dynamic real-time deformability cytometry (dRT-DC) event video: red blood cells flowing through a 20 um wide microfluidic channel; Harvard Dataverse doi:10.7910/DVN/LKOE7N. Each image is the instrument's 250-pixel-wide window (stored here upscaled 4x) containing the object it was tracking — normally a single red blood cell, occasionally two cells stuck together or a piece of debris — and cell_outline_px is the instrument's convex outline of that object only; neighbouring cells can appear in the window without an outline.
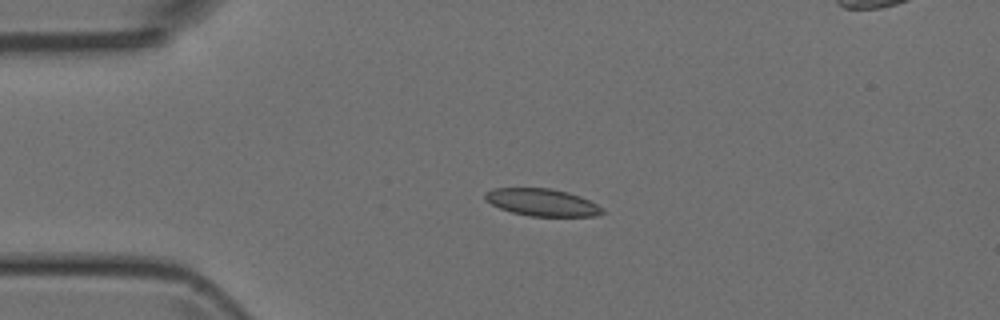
{"species": "Egyptian fruit bat (a non-hibernating species)", "species_latin": "Rousettus aegyptiacus", "temperature_condition": "room temperature", "stored_images_in_passage": 6, "camera_frame_rate_fps": 3000, "um_per_image_px": 0.085, "animal": {"sex": "female"}, "frame": {"image": 1, "passage_image": 1, "time_ms": 0.0, "image_size_px": [1000, 320], "cell_outline_px": [[604, 212], [596, 216], [528, 216], [512, 212], [500, 208], [484, 200], [484, 192], [492, 188], [552, 188], [568, 192], [580, 196], [604, 208]], "centroid_in_image_um": [46.05, 17.19], "position_along_channel_um": 38.9, "area_um2": 18.73}}